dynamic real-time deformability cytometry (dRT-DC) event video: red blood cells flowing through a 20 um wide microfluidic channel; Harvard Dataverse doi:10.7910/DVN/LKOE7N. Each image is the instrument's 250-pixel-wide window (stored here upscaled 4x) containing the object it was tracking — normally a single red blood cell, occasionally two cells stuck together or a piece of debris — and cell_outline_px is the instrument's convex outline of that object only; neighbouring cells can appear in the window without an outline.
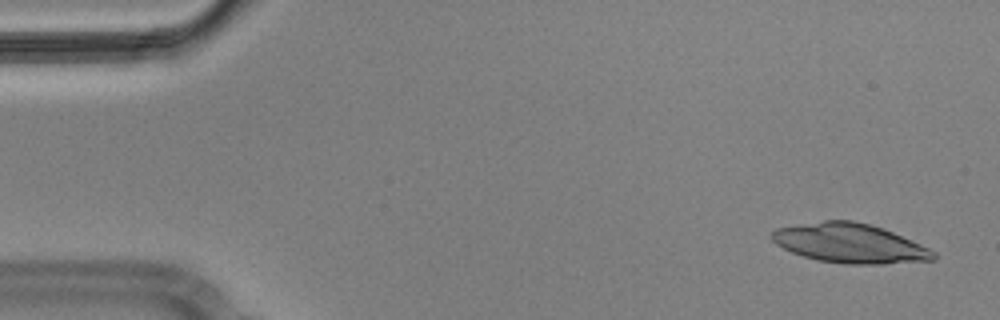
{"species": "Egyptian fruit bat (a non-hibernating species)", "species_latin": "Rousettus aegyptiacus", "temperature_condition": "cold", "stored_images_in_passage": 8, "camera_frame_rate_fps": 3000, "um_per_image_px": 0.085, "animal": {"sex": "male"}, "frame": {"image": 1, "passage_image": 1, "time_ms": 0.0, "image_size_px": [1000, 320], "cell_outline_px": [[936, 260], [880, 264], [844, 264], [816, 260], [792, 252], [776, 244], [768, 236], [776, 228], [824, 220], [852, 220], [868, 224], [892, 232], [928, 248], [936, 252]], "centroid_in_image_um": [72.21, 20.68], "position_along_channel_um": 12.8, "area_um2": 36.93}}